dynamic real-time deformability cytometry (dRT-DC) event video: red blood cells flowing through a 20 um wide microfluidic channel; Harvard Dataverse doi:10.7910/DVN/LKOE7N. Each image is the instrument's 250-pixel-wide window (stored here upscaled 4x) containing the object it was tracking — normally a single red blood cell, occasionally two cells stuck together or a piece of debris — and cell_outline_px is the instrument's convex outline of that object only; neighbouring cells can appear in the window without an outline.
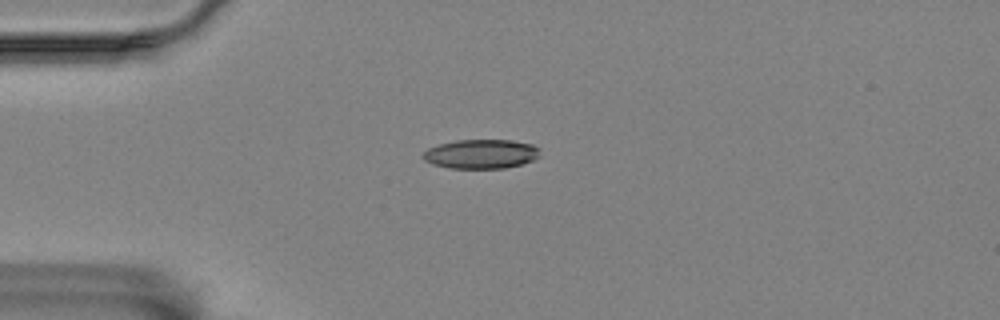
{"species": "Egyptian fruit bat (a non-hibernating species)", "species_latin": "Rousettus aegyptiacus", "temperature_condition": "room temperature", "stored_images_in_passage": 6, "camera_frame_rate_fps": 3000, "um_per_image_px": 0.085, "animal": {"sex": "female"}, "frame": {"image": 1, "passage_image": 1, "time_ms": 0.0, "image_size_px": [1000, 320], "cell_outline_px": [[540, 156], [532, 160], [520, 164], [504, 168], [448, 168], [432, 164], [424, 160], [424, 152], [428, 148], [440, 144], [456, 140], [512, 140], [532, 144], [540, 148]], "centroid_in_image_um": [40.91, 13.08], "position_along_channel_um": 44.1, "area_um2": 19.88}}